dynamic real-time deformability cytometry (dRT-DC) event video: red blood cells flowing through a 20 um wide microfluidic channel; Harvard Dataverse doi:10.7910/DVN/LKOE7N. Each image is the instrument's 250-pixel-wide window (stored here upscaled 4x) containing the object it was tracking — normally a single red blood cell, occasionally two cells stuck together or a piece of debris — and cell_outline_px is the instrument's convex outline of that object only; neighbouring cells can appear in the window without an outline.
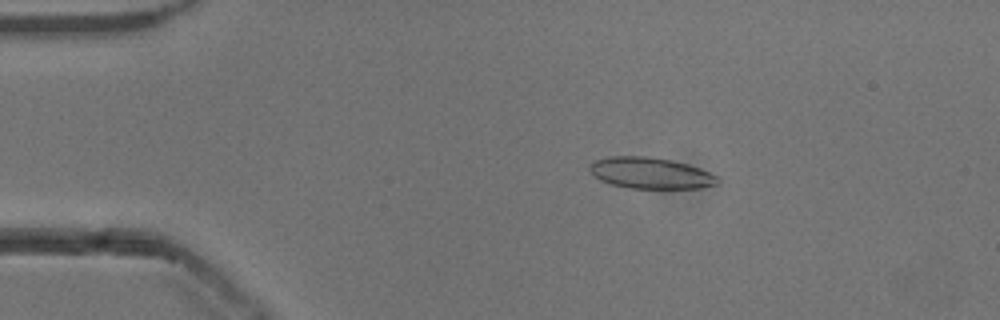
{"species": "common noctule bat (a hibernating species)", "species_latin": "Nyctalus noctula", "temperature_condition": "cold", "stored_images_in_passage": 48, "camera_frame_rate_fps": 3000, "um_per_image_px": 0.085, "animal": {"sex": "male", "body_mass_g": 13.3}, "frame": {"image": 1, "passage_image": 5, "time_ms": 1.333, "image_size_px": [1000, 320], "cell_outline_px": [[720, 184], [700, 188], [628, 188], [612, 184], [600, 180], [588, 168], [588, 164], [596, 160], [608, 156], [648, 156], [672, 160], [688, 164], [700, 168], [716, 176], [720, 180]], "centroid_in_image_um": [55.31, 14.71], "position_along_channel_um": 29.7, "area_um2": 23.35}}
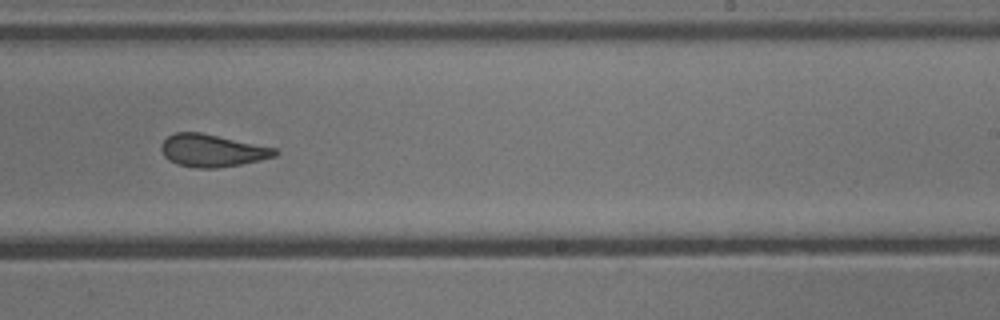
{"frame": {"image": 2, "passage_image": 28, "time_ms": 9.0, "image_size_px": [1000, 320], "cell_outline_px": [[280, 152], [276, 156], [260, 160], [240, 164], [216, 168], [196, 168], [176, 164], [168, 160], [164, 156], [160, 148], [160, 144], [168, 136], [176, 132], [200, 132], [276, 148]], "centroid_in_image_um": [18.02, 12.8], "position_along_channel_um": 271.0, "area_um2": 21.56}}
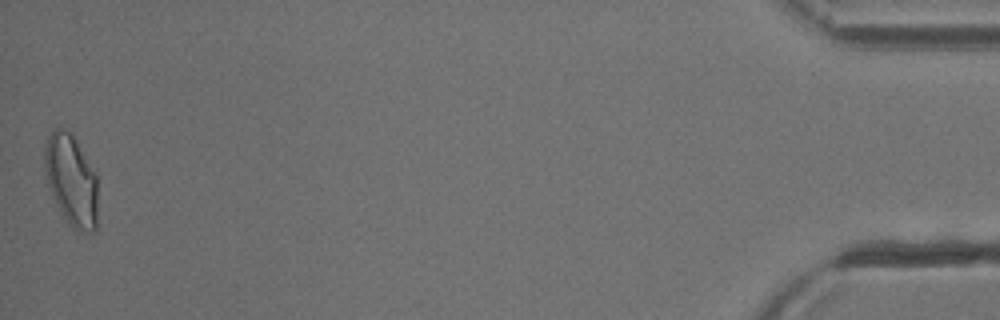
{"frame": {"image": 3, "passage_image": 48, "time_ms": 15.667, "image_size_px": [1000, 320], "cell_outline_px": [[96, 232], [88, 232], [72, 228], [68, 224], [48, 184], [44, 168], [44, 148], [48, 136], [52, 128], [60, 128], [72, 132], [96, 172]], "centroid_in_image_um": [6.06, 15.25], "position_along_channel_um": 429.1, "area_um2": 28.15}, "authors_computed_cell_mechanics": {"area_um2": 22.4553, "velocity_mm_per_s": 3.858, "shape_relaxation_time_tau1_ms": null, "shape_relaxation_time_tau2_ms": 2.4462, "deformation_change_tau1": null, "deformation_change_tau2": 0.0768}}